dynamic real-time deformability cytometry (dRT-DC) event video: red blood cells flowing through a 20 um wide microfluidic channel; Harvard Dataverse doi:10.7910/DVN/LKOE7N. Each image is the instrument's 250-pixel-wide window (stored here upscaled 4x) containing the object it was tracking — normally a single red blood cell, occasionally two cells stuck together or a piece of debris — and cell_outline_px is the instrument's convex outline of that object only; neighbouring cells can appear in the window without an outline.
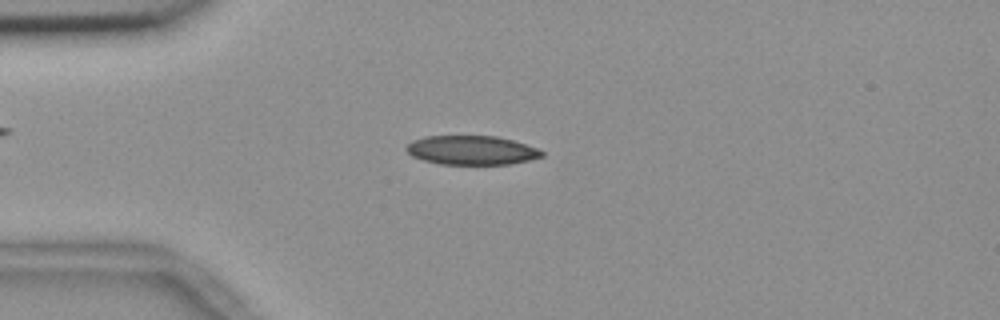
{"species": "common noctule bat (a hibernating species)", "species_latin": "Nyctalus noctula", "temperature_condition": "room temperature", "stored_images_in_passage": 54, "camera_frame_rate_fps": 3000, "um_per_image_px": 0.085, "animal": {"sex": "female", "body_mass_g": 18.4}, "frame": {"image": 1, "passage_image": 13, "time_ms": 4.0, "image_size_px": [1000, 320], "cell_outline_px": [[544, 156], [528, 160], [508, 164], [440, 164], [424, 160], [412, 156], [404, 148], [412, 140], [424, 136], [496, 136], [512, 140], [536, 148], [544, 152]], "centroid_in_image_um": [40.05, 12.76], "position_along_channel_um": 44.9, "area_um2": 22.83}}
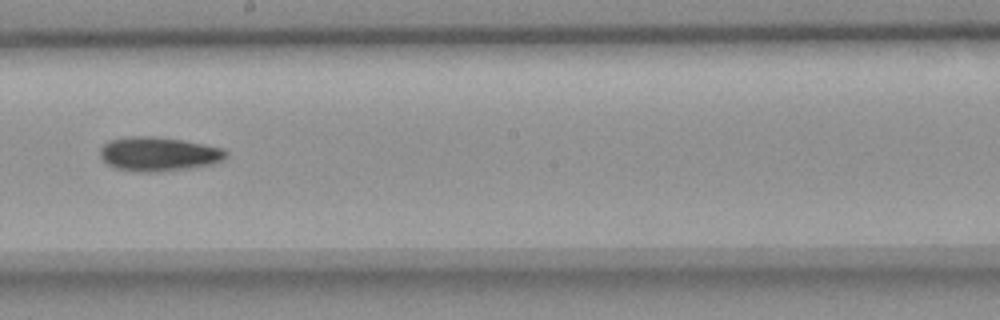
{"frame": {"image": 2, "passage_image": 30, "time_ms": 9.667, "image_size_px": [1000, 320], "cell_outline_px": [[228, 156], [224, 160], [212, 164], [192, 168], [156, 172], [140, 172], [116, 168], [108, 164], [100, 156], [100, 148], [108, 140], [128, 136], [156, 136], [204, 144], [224, 148], [228, 152]], "centroid_in_image_um": [13.5, 13.09], "position_along_channel_um": 234.7, "area_um2": 25.26}}
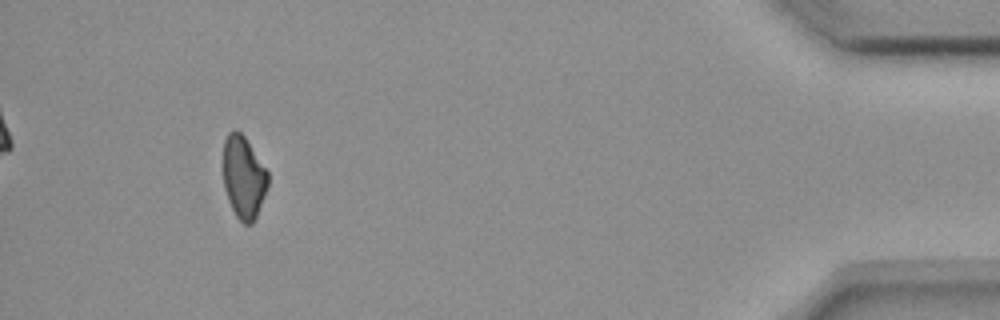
{"frame": {"image": 3, "passage_image": 50, "time_ms": 16.333, "image_size_px": [1000, 320], "cell_outline_px": [[268, 188], [256, 216], [252, 224], [244, 224], [236, 216], [228, 200], [224, 188], [224, 140], [228, 132], [236, 128], [244, 136], [268, 172]], "centroid_in_image_um": [20.71, 15.06], "position_along_channel_um": 414.5, "area_um2": 21.39}}